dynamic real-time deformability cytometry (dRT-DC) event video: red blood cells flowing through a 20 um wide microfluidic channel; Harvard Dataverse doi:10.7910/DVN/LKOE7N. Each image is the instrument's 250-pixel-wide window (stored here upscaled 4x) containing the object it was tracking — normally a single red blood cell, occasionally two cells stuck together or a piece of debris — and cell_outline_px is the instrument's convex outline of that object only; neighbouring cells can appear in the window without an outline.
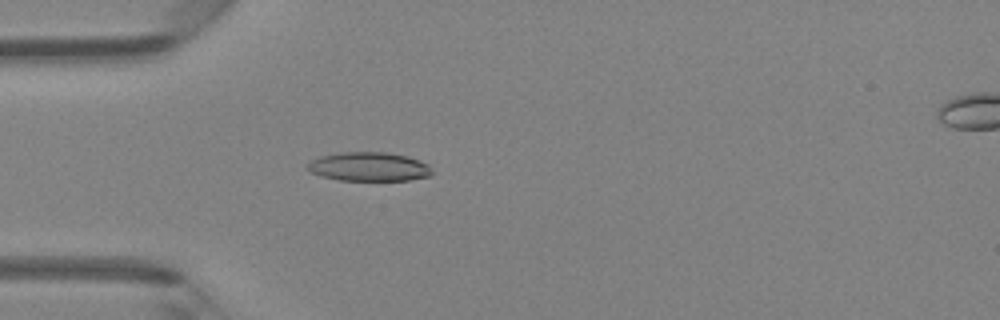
{"species": "Egyptian fruit bat (a non-hibernating species)", "species_latin": "Rousettus aegyptiacus", "temperature_condition": "room temperature", "stored_images_in_passage": 47, "camera_frame_rate_fps": 3000, "um_per_image_px": 0.085, "animal": {"sex": "female"}, "frame": {"image": 1, "passage_image": 14, "time_ms": 4.333, "image_size_px": [1000, 320], "cell_outline_px": [[432, 176], [408, 180], [340, 180], [320, 176], [312, 172], [308, 168], [308, 164], [312, 160], [320, 156], [344, 152], [388, 152], [408, 156], [428, 164], [432, 172]], "centroid_in_image_um": [31.4, 14.17], "position_along_channel_um": 53.6, "area_um2": 20.92}}
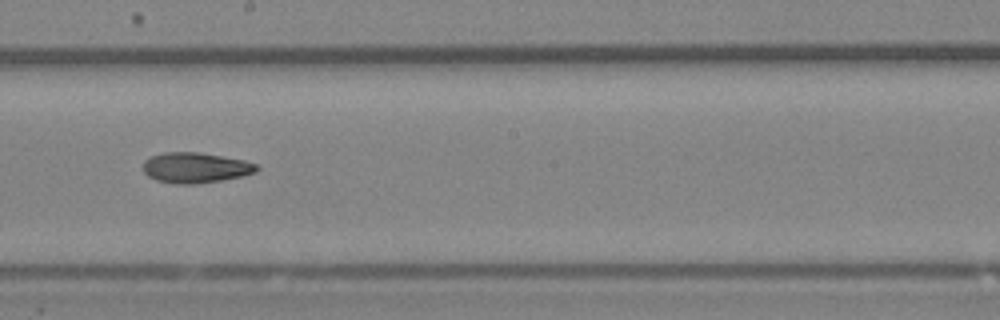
{"frame": {"image": 2, "passage_image": 27, "time_ms": 8.667, "image_size_px": [1000, 320], "cell_outline_px": [[260, 168], [256, 172], [244, 176], [224, 180], [192, 184], [176, 184], [156, 180], [148, 176], [144, 172], [144, 160], [148, 156], [164, 152], [200, 152], [244, 160], [256, 164]], "centroid_in_image_um": [16.62, 14.25], "position_along_channel_um": 231.6, "area_um2": 20.35}}
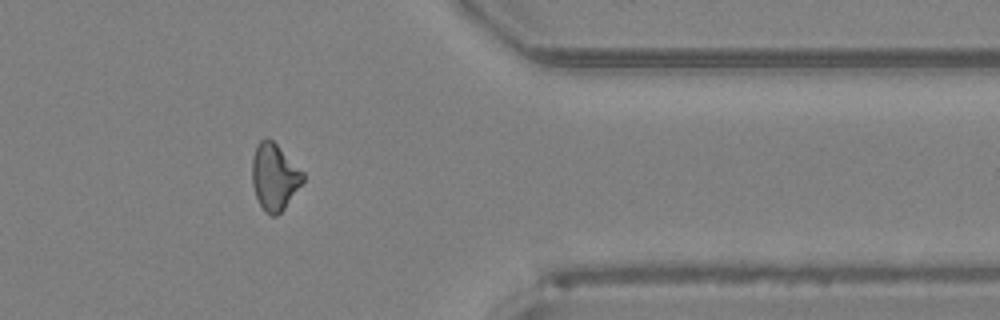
{"frame": {"image": 3, "passage_image": 39, "time_ms": 12.667, "image_size_px": [1000, 320], "cell_outline_px": [[304, 180], [284, 208], [276, 216], [272, 216], [260, 204], [256, 196], [252, 184], [252, 156], [256, 144], [260, 140], [272, 140], [304, 172]], "centroid_in_image_um": [23.31, 15.01], "position_along_channel_um": 388.1, "area_um2": 19.36}, "authors_computed_cell_mechanics": {"area_um2": 20.0566, "velocity_mm_per_s": 4.2978, "shape_relaxation_time_tau1_ms": null, "shape_relaxation_time_tau2_ms": 3.9769, "deformation_change_tau1": null, "deformation_change_tau2": 0.125}}